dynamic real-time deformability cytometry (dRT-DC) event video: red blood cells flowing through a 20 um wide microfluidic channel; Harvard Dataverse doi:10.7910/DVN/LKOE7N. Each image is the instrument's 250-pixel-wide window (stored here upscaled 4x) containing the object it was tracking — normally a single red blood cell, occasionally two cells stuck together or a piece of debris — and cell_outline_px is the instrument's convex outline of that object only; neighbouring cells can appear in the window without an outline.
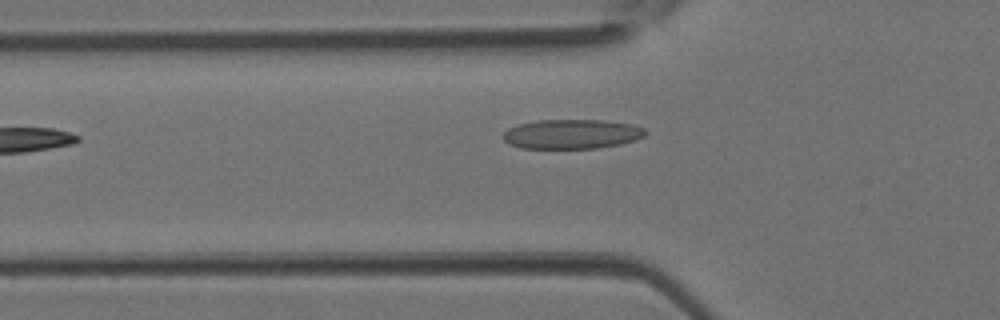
{"species": "Egyptian fruit bat (a non-hibernating species)", "species_latin": "Rousettus aegyptiacus", "temperature_condition": "room temperature", "stored_images_in_passage": 2, "camera_frame_rate_fps": 3000, "um_per_image_px": 0.085, "animal": {"sex": "female"}, "frame": {"image": 1, "passage_image": 2, "time_ms": 0.333, "image_size_px": [1000, 320], "cell_outline_px": [[648, 132], [644, 136], [636, 140], [620, 144], [600, 148], [520, 148], [508, 144], [504, 140], [504, 132], [508, 128], [520, 124], [536, 120], [604, 120], [632, 124], [644, 128]], "centroid_in_image_um": [48.62, 11.39], "position_along_channel_um": 77.2, "area_um2": 24.57}}